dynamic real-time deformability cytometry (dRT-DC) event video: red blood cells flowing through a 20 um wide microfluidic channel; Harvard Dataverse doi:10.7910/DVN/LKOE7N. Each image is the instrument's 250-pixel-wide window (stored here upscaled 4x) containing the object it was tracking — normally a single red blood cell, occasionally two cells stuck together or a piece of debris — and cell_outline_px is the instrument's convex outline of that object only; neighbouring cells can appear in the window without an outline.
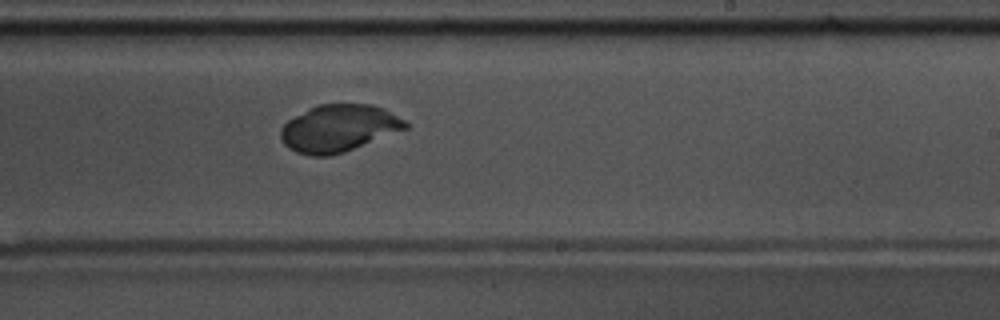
{"species": "common noctule bat (a hibernating species)", "species_latin": "Nyctalus noctula", "temperature_condition": "warm", "stored_images_in_passage": 42, "camera_frame_rate_fps": 3000, "um_per_image_px": 0.085, "animal": {"sex": "male", "body_mass_g": 17.5, "forearm_length_mm": 52.3}, "frame": {"image": 1, "passage_image": 24, "time_ms": 7.667, "image_size_px": [1000, 320], "cell_outline_px": [[408, 128], [344, 152], [328, 156], [312, 156], [296, 152], [288, 148], [284, 144], [280, 136], [280, 128], [288, 120], [308, 108], [316, 104], [372, 104], [384, 108], [404, 120], [408, 124]], "centroid_in_image_um": [28.76, 10.9], "position_along_channel_um": 260.2, "area_um2": 34.28}}